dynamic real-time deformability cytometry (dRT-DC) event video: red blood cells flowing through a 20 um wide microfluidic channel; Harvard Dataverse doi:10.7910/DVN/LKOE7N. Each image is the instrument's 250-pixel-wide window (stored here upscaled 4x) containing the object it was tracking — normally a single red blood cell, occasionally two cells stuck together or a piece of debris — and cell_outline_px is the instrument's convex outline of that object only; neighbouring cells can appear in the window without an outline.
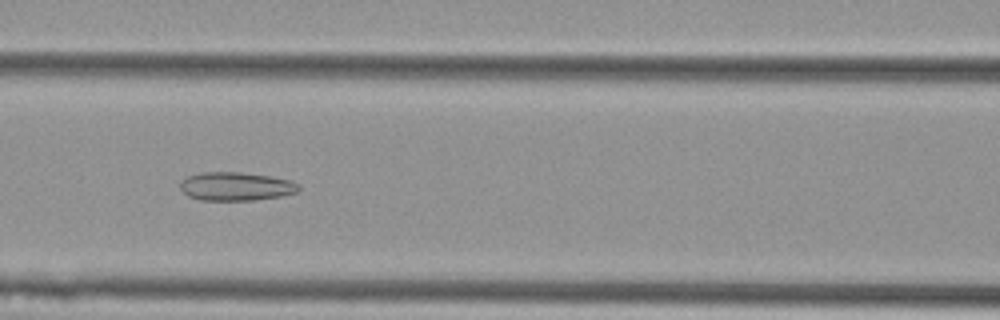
{"species": "Egyptian fruit bat (a non-hibernating species)", "species_latin": "Rousettus aegyptiacus", "temperature_condition": "cold", "stored_images_in_passage": 54, "camera_frame_rate_fps": 3000, "um_per_image_px": 0.085, "animal": {"sex": "female"}, "frame": {"image": 1, "passage_image": 24, "time_ms": 7.667, "image_size_px": [1000, 320], "cell_outline_px": [[300, 188], [296, 192], [280, 196], [256, 200], [200, 200], [188, 196], [180, 188], [180, 184], [188, 176], [200, 172], [240, 172], [272, 176], [288, 180], [296, 184]], "centroid_in_image_um": [20.03, 15.84], "position_along_channel_um": 146.6, "area_um2": 19.54}}
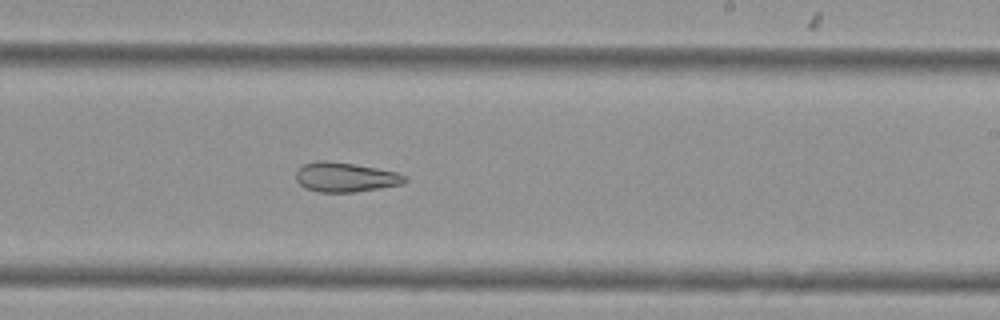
{"frame": {"image": 2, "passage_image": 33, "time_ms": 10.667, "image_size_px": [1000, 320], "cell_outline_px": [[408, 180], [404, 184], [380, 188], [352, 192], [320, 192], [304, 188], [296, 180], [296, 172], [304, 164], [320, 160], [328, 160], [376, 168], [396, 172], [408, 176]], "centroid_in_image_um": [29.38, 15.06], "position_along_channel_um": 259.6, "area_um2": 18.73}}
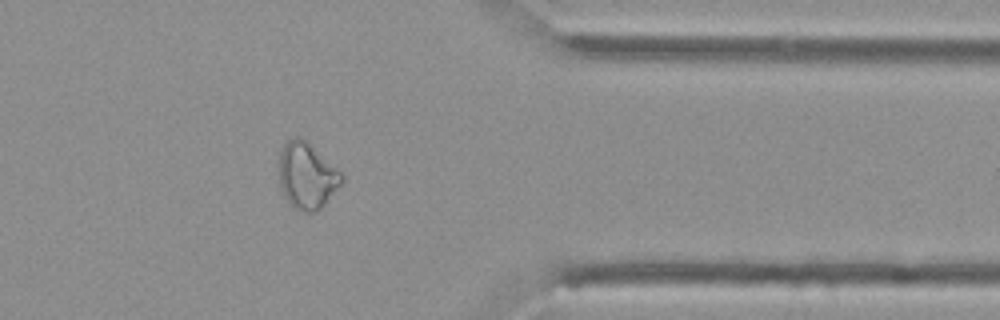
{"frame": {"image": 3, "passage_image": 44, "time_ms": 14.333, "image_size_px": [1000, 320], "cell_outline_px": [[344, 180], [324, 204], [316, 212], [304, 212], [292, 208], [284, 196], [280, 188], [280, 152], [284, 144], [292, 136], [300, 136], [308, 140], [344, 176]], "centroid_in_image_um": [26.07, 14.92], "position_along_channel_um": 385.3, "area_um2": 24.28}, "authors_computed_cell_mechanics": {"area_um2": 25.4898, "velocity_mm_per_s": 3.7878, "shape_relaxation_time_tau1_ms": null, "shape_relaxation_time_tau2_ms": 6.5902, "deformation_change_tau1": null, "deformation_change_tau2": 0.1607}}